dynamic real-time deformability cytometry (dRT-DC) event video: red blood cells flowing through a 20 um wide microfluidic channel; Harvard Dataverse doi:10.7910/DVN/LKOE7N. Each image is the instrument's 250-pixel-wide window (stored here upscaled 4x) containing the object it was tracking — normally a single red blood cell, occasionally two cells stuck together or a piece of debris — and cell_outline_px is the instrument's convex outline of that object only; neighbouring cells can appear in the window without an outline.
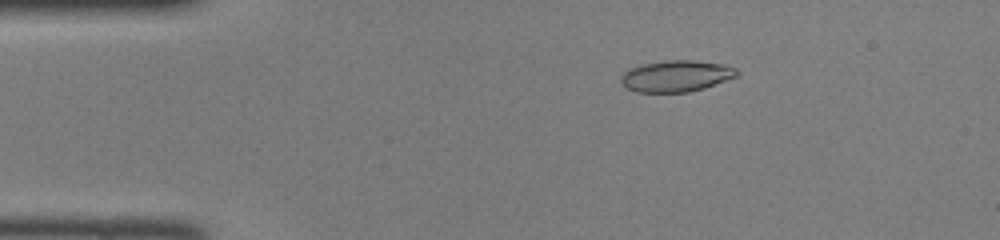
{"species": "common noctule bat (a hibernating species)", "species_latin": "Nyctalus noctula", "temperature_condition": "room temperature", "stored_images_in_passage": 46, "camera_frame_rate_fps": 3000, "um_per_image_px": 0.085, "animal": {"sex": "female", "body_mass_g": 22.0, "forearm_length_mm": 56.7}, "frame": {"image": 1, "passage_image": 8, "time_ms": 2.333, "image_size_px": [1000, 240], "cell_outline_px": [[740, 72], [736, 76], [704, 88], [688, 92], [636, 92], [628, 88], [620, 80], [620, 76], [628, 68], [640, 64], [664, 60], [692, 60], [724, 64], [736, 68]], "centroid_in_image_um": [57.45, 6.45], "position_along_channel_um": 27.5, "area_um2": 21.27}}
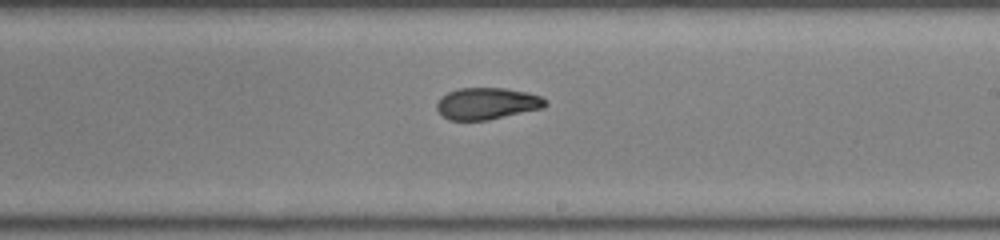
{"frame": {"image": 2, "passage_image": 27, "time_ms": 8.667, "image_size_px": [1000, 240], "cell_outline_px": [[548, 104], [544, 108], [488, 120], [448, 120], [440, 116], [436, 108], [436, 104], [440, 96], [456, 88], [504, 88], [528, 92], [540, 96], [548, 100]], "centroid_in_image_um": [41.38, 8.8], "position_along_channel_um": 247.6, "area_um2": 20.46}}
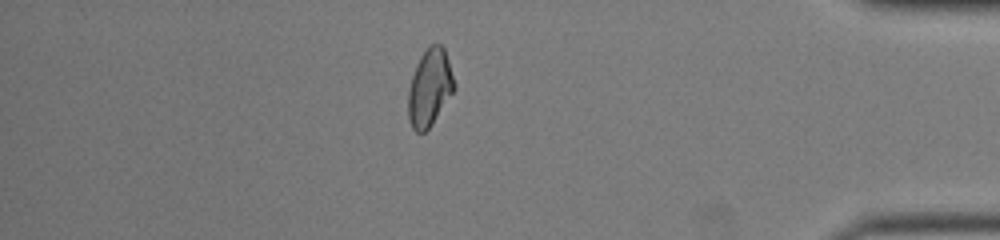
{"frame": {"image": 3, "passage_image": 40, "time_ms": 13.0, "image_size_px": [1000, 240], "cell_outline_px": [[456, 88], [432, 124], [424, 132], [416, 132], [412, 128], [408, 116], [408, 92], [412, 76], [416, 64], [420, 56], [432, 44], [440, 44], [444, 48], [448, 60]], "centroid_in_image_um": [36.52, 7.46], "position_along_channel_um": 398.7, "area_um2": 20.46}}